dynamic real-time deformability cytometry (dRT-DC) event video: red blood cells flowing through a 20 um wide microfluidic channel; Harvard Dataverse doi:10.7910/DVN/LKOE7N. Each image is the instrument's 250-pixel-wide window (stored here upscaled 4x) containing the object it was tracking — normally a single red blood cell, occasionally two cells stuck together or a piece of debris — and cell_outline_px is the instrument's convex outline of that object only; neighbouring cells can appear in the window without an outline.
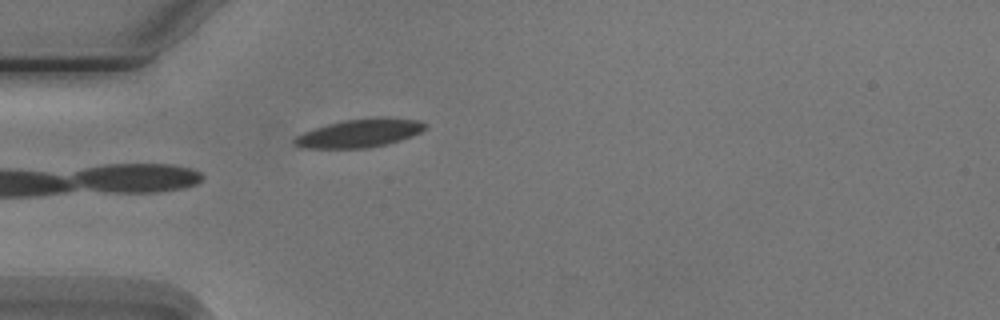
{"species": "Egyptian fruit bat (a non-hibernating species)", "species_latin": "Rousettus aegyptiacus", "temperature_condition": "cold", "stored_images_in_passage": 1, "camera_frame_rate_fps": 3000, "um_per_image_px": 0.085, "animal": {"sex": "male"}, "frame": {"image": 1, "passage_image": 1, "time_ms": 0.0, "image_size_px": [1000, 320], "cell_outline_px": [[428, 128], [412, 136], [400, 140], [384, 144], [364, 148], [304, 148], [292, 144], [292, 140], [296, 136], [304, 132], [328, 124], [344, 120], [376, 116], [388, 116], [420, 120], [428, 124]], "centroid_in_image_um": [30.62, 11.29], "position_along_channel_um": 54.4, "area_um2": 21.85}}